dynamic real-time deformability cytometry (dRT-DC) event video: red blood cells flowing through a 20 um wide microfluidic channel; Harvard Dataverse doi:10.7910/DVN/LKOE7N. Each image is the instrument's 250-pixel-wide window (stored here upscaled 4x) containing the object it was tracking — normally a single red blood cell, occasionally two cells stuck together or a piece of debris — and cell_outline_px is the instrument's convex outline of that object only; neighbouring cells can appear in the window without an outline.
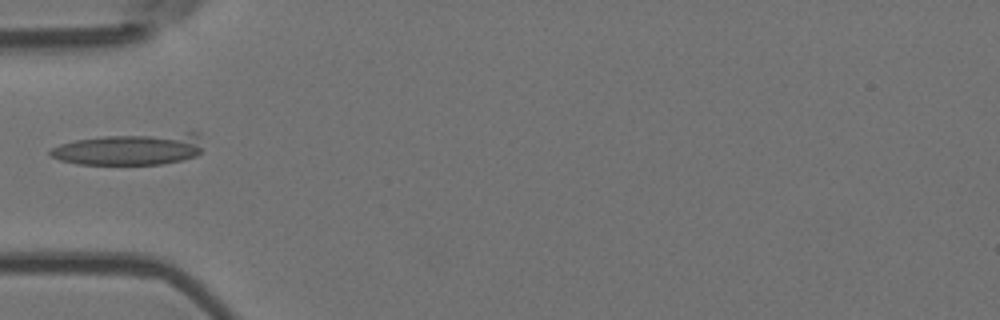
{"species": "Egyptian fruit bat (a non-hibernating species)", "species_latin": "Rousettus aegyptiacus", "temperature_condition": "room temperature", "stored_images_in_passage": 3, "camera_frame_rate_fps": 3000, "um_per_image_px": 0.085, "animal": {"sex": "female"}, "frame": {"image": 1, "passage_image": 3, "time_ms": 0.667, "image_size_px": [1000, 320], "cell_outline_px": [[200, 152], [196, 156], [180, 160], [160, 164], [76, 164], [60, 160], [52, 156], [48, 152], [52, 148], [60, 144], [76, 140], [104, 136], [188, 132], [200, 132]], "centroid_in_image_um": [11.06, 12.67], "position_along_channel_um": 73.9, "area_um2": 28.09}}